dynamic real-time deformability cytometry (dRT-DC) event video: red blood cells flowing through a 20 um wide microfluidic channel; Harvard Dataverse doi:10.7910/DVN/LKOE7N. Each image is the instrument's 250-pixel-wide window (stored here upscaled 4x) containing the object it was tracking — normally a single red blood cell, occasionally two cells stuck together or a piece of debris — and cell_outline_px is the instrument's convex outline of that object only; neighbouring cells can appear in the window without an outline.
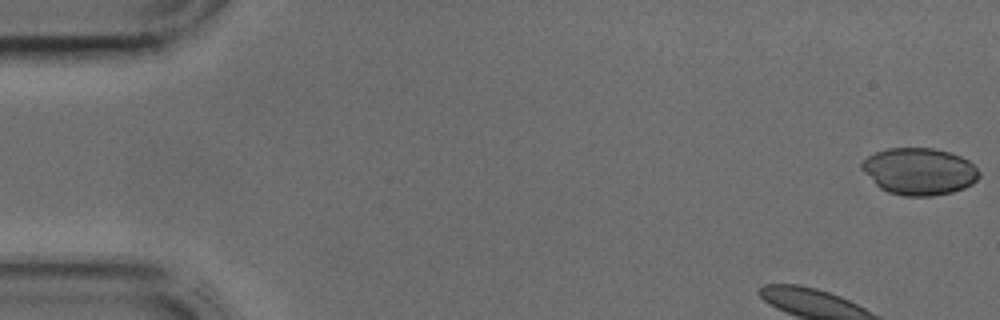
{"species": "common noctule bat (a hibernating species)", "species_latin": "Nyctalus noctula", "temperature_condition": "cold", "stored_images_in_passage": 42, "camera_frame_rate_fps": 3000, "um_per_image_px": 0.085, "animal": {"sex": "male", "body_mass_g": 17.9, "forearm_length_mm": 54.2}, "frame": {"image": 1, "passage_image": 1, "time_ms": 0.0, "image_size_px": [1000, 320], "cell_outline_px": [[980, 176], [972, 184], [964, 188], [952, 192], [932, 196], [904, 196], [888, 192], [880, 188], [860, 168], [860, 164], [868, 156], [876, 152], [888, 148], [932, 148], [948, 152], [960, 156], [968, 160], [980, 172]], "centroid_in_image_um": [78.13, 14.57], "position_along_channel_um": 6.9, "area_um2": 32.02}}
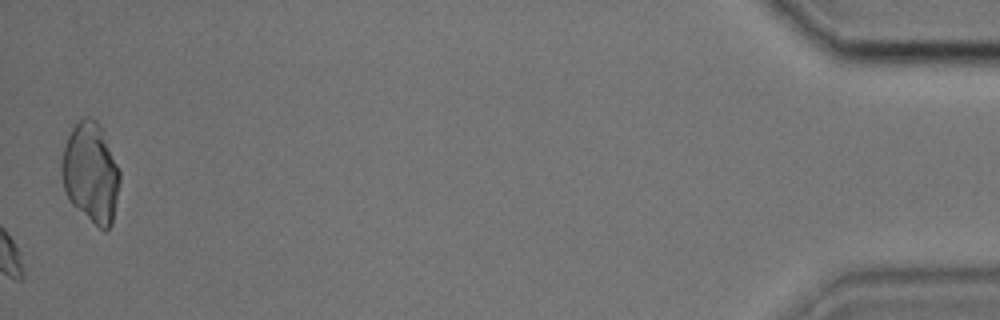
{"frame": {"image": 2, "passage_image": 42, "time_ms": 13.667, "image_size_px": [1000, 320], "cell_outline_px": [[120, 180], [112, 224], [104, 232], [72, 204], [68, 200], [64, 188], [60, 172], [60, 164], [64, 148], [68, 136], [72, 128], [84, 116], [88, 116], [96, 120], [100, 124], [120, 172]], "centroid_in_image_um": [7.7, 14.68], "position_along_channel_um": 427.5, "area_um2": 33.81}}